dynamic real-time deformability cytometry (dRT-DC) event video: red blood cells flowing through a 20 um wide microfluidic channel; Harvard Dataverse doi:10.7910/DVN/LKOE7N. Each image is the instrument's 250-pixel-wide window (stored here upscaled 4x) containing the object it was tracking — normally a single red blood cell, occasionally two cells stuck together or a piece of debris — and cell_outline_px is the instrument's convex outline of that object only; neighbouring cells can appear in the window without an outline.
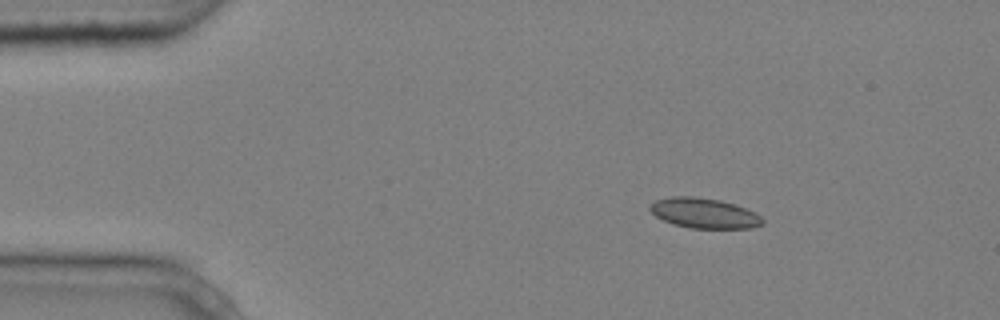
{"species": "common noctule bat (a hibernating species)", "species_latin": "Nyctalus noctula", "temperature_condition": "cold", "stored_images_in_passage": 4, "camera_frame_rate_fps": 3000, "um_per_image_px": 0.085, "animal": {"sex": "male", "body_mass_g": 20.4}, "frame": {"image": 1, "passage_image": 3, "time_ms": 0.667, "image_size_px": [1000, 320], "cell_outline_px": [[764, 224], [752, 228], [688, 228], [672, 224], [656, 216], [648, 208], [656, 200], [672, 196], [696, 196], [720, 200], [736, 204], [760, 216], [764, 220]], "centroid_in_image_um": [59.85, 18.12], "position_along_channel_um": 25.1, "area_um2": 19.77}}